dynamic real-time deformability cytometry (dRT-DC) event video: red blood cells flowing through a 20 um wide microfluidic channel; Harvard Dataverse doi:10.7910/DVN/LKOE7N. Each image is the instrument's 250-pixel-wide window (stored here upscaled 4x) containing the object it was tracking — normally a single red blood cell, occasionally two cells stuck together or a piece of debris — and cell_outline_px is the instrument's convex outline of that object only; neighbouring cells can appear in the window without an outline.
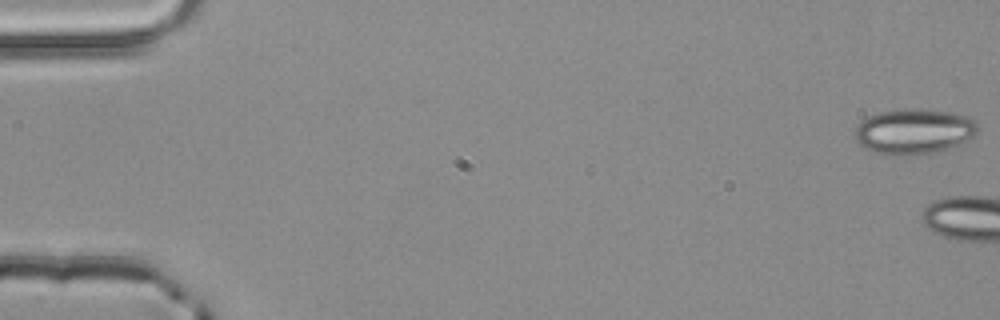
{"species": "common noctule bat (a hibernating species)", "species_latin": "Nyctalus noctula", "temperature_condition": "room temperature", "stored_images_in_passage": 5, "camera_frame_rate_fps": 3000, "um_per_image_px": 0.085, "animal": {"sex": "male", "body_mass_g": 20.4}, "frame": {"image": 1, "passage_image": 1, "time_ms": 0.0, "image_size_px": [1000, 320], "cell_outline_px": [[980, 128], [972, 136], [948, 148], [932, 152], [908, 156], [884, 156], [860, 144], [856, 140], [856, 128], [868, 116], [880, 112], [904, 108], [912, 108], [948, 112], [964, 116], [972, 120]], "centroid_in_image_um": [77.64, 11.18], "position_along_channel_um": 7.4, "area_um2": 31.91}}